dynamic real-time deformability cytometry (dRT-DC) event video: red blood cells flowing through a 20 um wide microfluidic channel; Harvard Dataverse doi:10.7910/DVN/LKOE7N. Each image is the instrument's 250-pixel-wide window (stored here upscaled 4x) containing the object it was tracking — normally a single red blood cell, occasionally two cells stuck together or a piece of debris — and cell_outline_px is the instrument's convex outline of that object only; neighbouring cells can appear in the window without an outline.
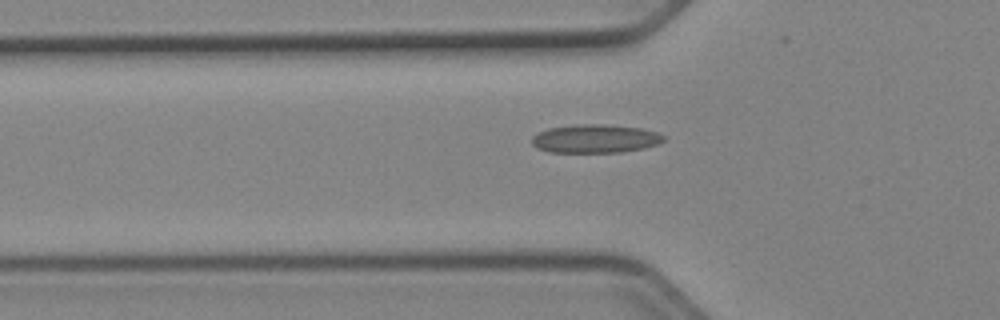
{"species": "Egyptian fruit bat (a non-hibernating species)", "species_latin": "Rousettus aegyptiacus", "temperature_condition": "cold", "stored_images_in_passage": 35, "camera_frame_rate_fps": 3000, "um_per_image_px": 0.085, "animal": {"sex": "female"}, "frame": {"image": 1, "passage_image": 14, "time_ms": 4.333, "image_size_px": [1000, 320], "cell_outline_px": [[664, 140], [656, 144], [644, 148], [620, 152], [548, 152], [536, 148], [532, 144], [532, 136], [548, 128], [576, 124], [604, 124], [640, 128], [656, 132], [664, 136]], "centroid_in_image_um": [50.55, 11.78], "position_along_channel_um": 75.2, "area_um2": 21.79}}
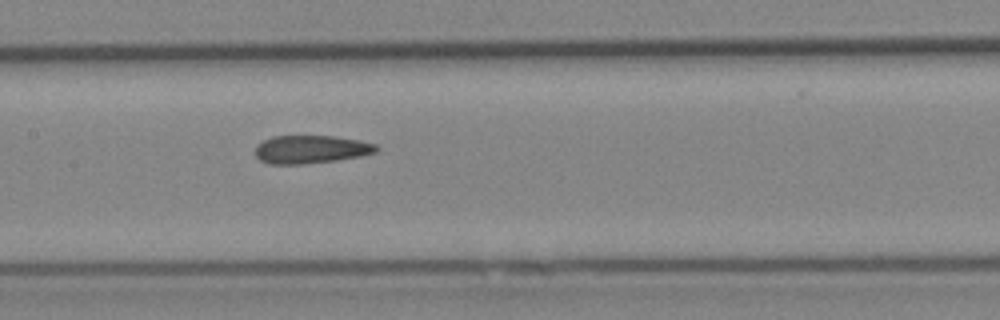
{"frame": {"image": 2, "passage_image": 22, "time_ms": 7.0, "image_size_px": [1000, 320], "cell_outline_px": [[380, 148], [376, 152], [360, 156], [336, 160], [300, 164], [272, 164], [260, 160], [256, 156], [256, 144], [272, 136], [332, 136], [356, 140], [376, 144]], "centroid_in_image_um": [26.41, 12.69], "position_along_channel_um": 181.0, "area_um2": 19.65}}
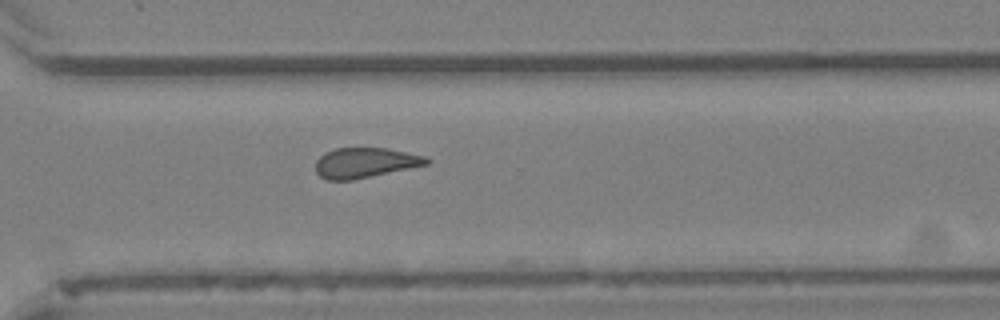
{"frame": {"image": 3, "passage_image": 34, "time_ms": 11.0, "image_size_px": [1000, 320], "cell_outline_px": [[432, 160], [428, 164], [352, 180], [328, 180], [320, 176], [316, 172], [316, 160], [324, 152], [336, 148], [388, 148], [424, 156]], "centroid_in_image_um": [31.01, 13.82], "position_along_channel_um": 339.6, "area_um2": 19.36}}